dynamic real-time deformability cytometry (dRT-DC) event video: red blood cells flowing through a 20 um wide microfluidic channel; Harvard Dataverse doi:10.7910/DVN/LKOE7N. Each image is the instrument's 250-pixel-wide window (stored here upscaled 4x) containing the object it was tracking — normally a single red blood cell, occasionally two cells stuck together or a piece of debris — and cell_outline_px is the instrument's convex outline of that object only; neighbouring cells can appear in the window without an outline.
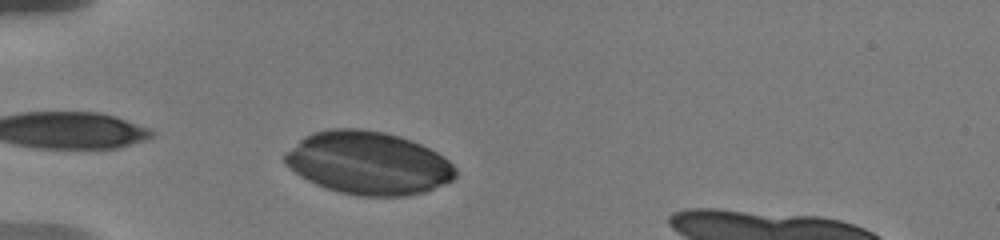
{"species": "human", "species_latin": "Homo sapiens", "temperature_condition": "warm", "stored_images_in_passage": 4, "camera_frame_rate_fps": 3000, "um_per_image_px": 0.085, "donor": {"sex": "male"}, "frame": {"image": 1, "passage_image": 2, "time_ms": 0.667, "image_size_px": [1000, 240], "cell_outline_px": [[456, 176], [452, 180], [444, 184], [424, 192], [408, 196], [356, 196], [324, 188], [300, 176], [284, 160], [284, 152], [304, 136], [312, 132], [332, 128], [360, 128], [384, 132], [400, 136], [412, 140], [444, 156], [456, 168]], "centroid_in_image_um": [31.3, 13.85], "position_along_channel_um": 53.7, "area_um2": 62.77}}